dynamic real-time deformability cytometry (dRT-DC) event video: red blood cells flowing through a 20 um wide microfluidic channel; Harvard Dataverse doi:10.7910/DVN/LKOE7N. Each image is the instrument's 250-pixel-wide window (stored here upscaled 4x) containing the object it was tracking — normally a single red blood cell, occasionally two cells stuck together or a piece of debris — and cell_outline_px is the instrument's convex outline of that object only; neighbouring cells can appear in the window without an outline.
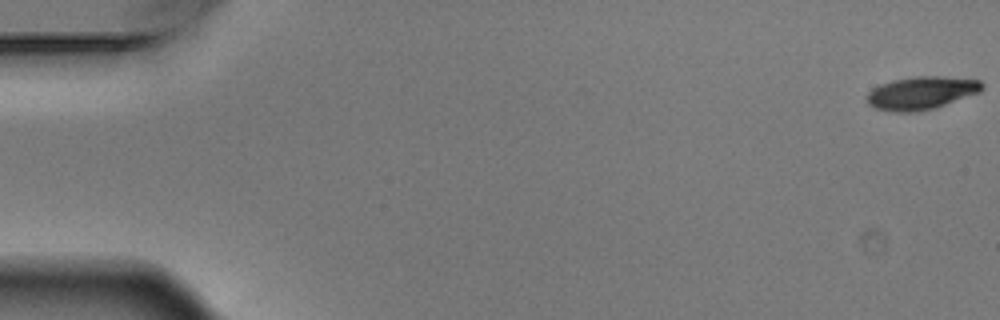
{"species": "Egyptian fruit bat (a non-hibernating species)", "species_latin": "Rousettus aegyptiacus", "temperature_condition": "warm", "stored_images_in_passage": 6, "camera_frame_rate_fps": 3000, "um_per_image_px": 0.085, "animal": {"sex": "male"}, "frame": {"image": 1, "passage_image": 1, "time_ms": 0.0, "image_size_px": [1000, 320], "cell_outline_px": [[984, 88], [980, 92], [932, 108], [916, 112], [892, 112], [876, 108], [868, 104], [868, 92], [872, 88], [880, 84], [892, 80], [916, 76], [940, 76], [980, 80], [984, 84]], "centroid_in_image_um": [78.3, 7.89], "position_along_channel_um": 6.7, "area_um2": 21.96}}
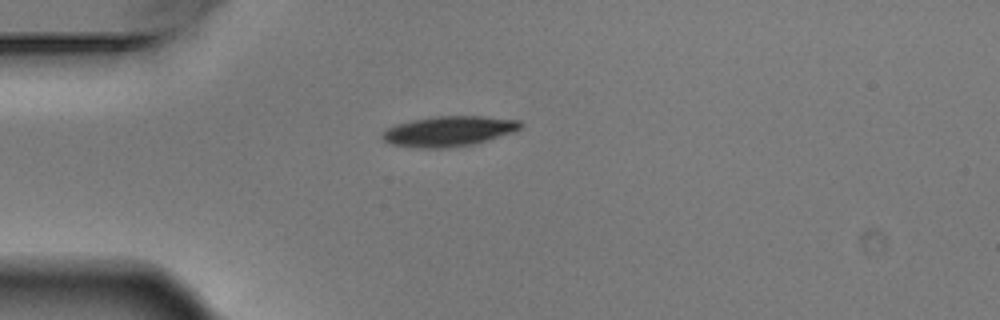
{"frame": {"image": 2, "passage_image": 4, "time_ms": 1.0, "image_size_px": [1000, 320], "cell_outline_px": [[524, 124], [516, 132], [472, 144], [448, 148], [416, 148], [392, 144], [384, 140], [384, 132], [388, 128], [396, 124], [412, 120], [436, 116], [480, 116], [520, 120]], "centroid_in_image_um": [38.2, 11.15], "position_along_channel_um": 46.8, "area_um2": 24.22}}
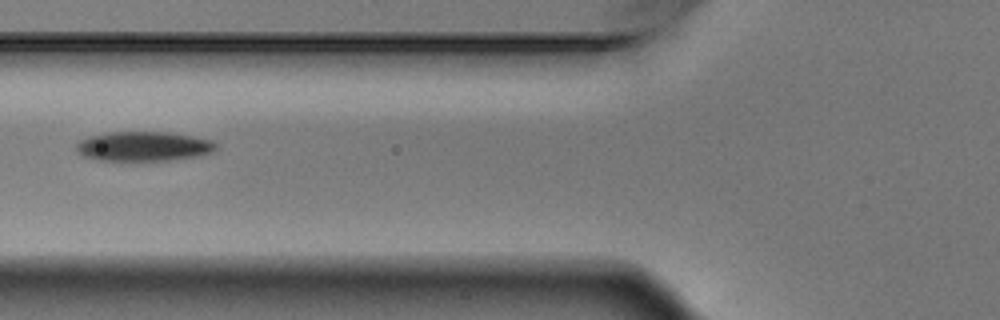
{"frame": {"image": 3, "passage_image": 6, "time_ms": 1.667, "image_size_px": [1000, 320], "cell_outline_px": [[216, 148], [212, 152], [200, 156], [168, 160], [100, 160], [84, 156], [76, 148], [76, 144], [80, 140], [88, 136], [108, 132], [168, 132], [192, 136], [212, 140], [216, 144]], "centroid_in_image_um": [12.22, 12.43], "position_along_channel_um": 113.6, "area_um2": 23.93}}